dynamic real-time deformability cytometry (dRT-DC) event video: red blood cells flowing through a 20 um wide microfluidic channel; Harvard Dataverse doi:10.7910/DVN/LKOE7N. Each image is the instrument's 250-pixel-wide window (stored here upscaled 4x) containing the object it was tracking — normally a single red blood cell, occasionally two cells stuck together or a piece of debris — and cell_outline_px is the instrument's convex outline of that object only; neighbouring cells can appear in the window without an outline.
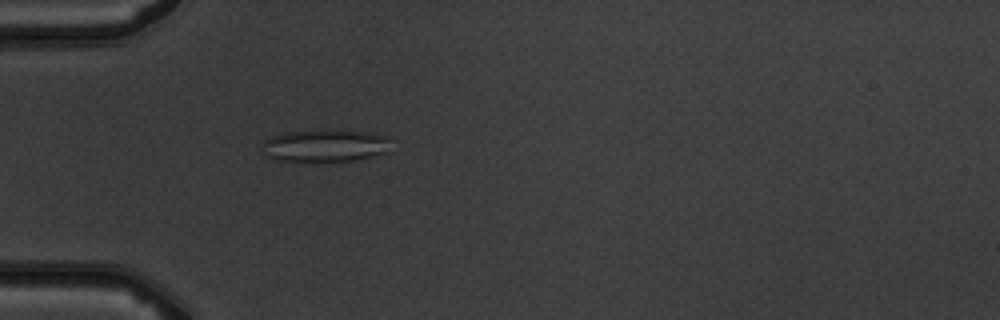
{"species": "common noctule bat (a hibernating species)", "species_latin": "Nyctalus noctula", "temperature_condition": "warm", "stored_images_in_passage": 5, "camera_frame_rate_fps": 3000, "um_per_image_px": 0.085, "animal": {"sex": "male", "body_mass_g": 19.5, "forearm_length_mm": 54.6}, "frame": {"image": 1, "passage_image": 5, "time_ms": 4.333, "image_size_px": [1000, 320], "cell_outline_px": [[392, 152], [356, 160], [276, 160], [268, 156], [260, 144], [264, 140], [272, 136], [288, 132], [320, 128], [328, 128], [368, 132], [392, 136]], "centroid_in_image_um": [27.77, 12.33], "position_along_channel_um": 57.2, "area_um2": 25.03}}